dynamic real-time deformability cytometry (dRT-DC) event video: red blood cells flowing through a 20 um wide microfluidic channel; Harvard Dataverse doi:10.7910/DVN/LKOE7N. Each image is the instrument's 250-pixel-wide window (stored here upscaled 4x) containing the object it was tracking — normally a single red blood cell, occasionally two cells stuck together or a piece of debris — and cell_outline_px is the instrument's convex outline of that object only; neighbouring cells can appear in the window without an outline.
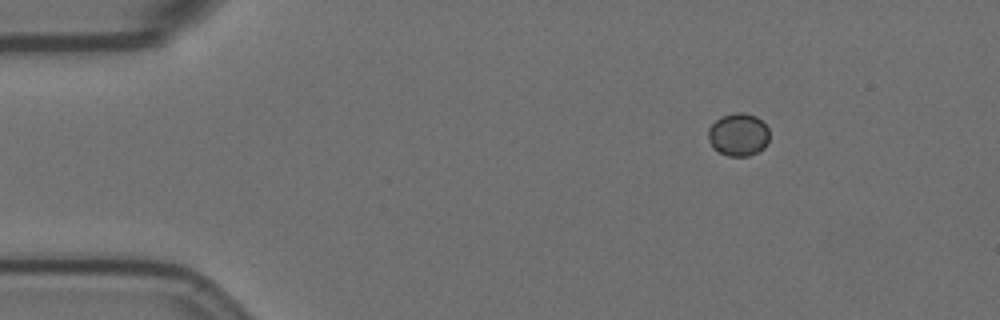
{"species": "Egyptian fruit bat (a non-hibernating species)", "species_latin": "Rousettus aegyptiacus", "temperature_condition": "room temperature", "stored_images_in_passage": 50, "camera_frame_rate_fps": 3000, "um_per_image_px": 0.085, "animal": {"sex": "female"}, "frame": {"image": 1, "passage_image": 1, "time_ms": 0.0, "image_size_px": [1000, 320], "cell_outline_px": [[768, 144], [764, 148], [748, 156], [728, 156], [712, 148], [708, 140], [708, 128], [720, 116], [736, 112], [744, 112], [756, 116], [768, 128]], "centroid_in_image_um": [62.74, 11.44], "position_along_channel_um": 22.3, "area_um2": 15.37}}
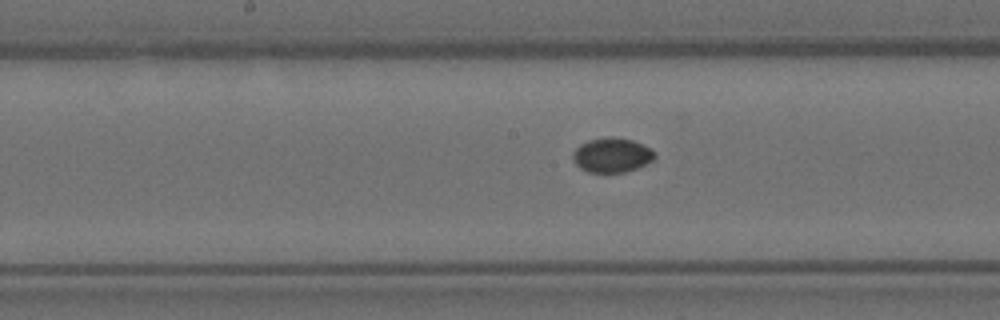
{"frame": {"image": 2, "passage_image": 22, "time_ms": 7.0, "image_size_px": [1000, 320], "cell_outline_px": [[656, 156], [652, 160], [636, 168], [624, 172], [588, 172], [580, 168], [572, 160], [572, 152], [580, 144], [588, 140], [608, 136], [612, 136], [632, 140], [644, 144], [652, 148], [656, 152]], "centroid_in_image_um": [52.01, 13.16], "position_along_channel_um": 196.2, "area_um2": 16.65}}
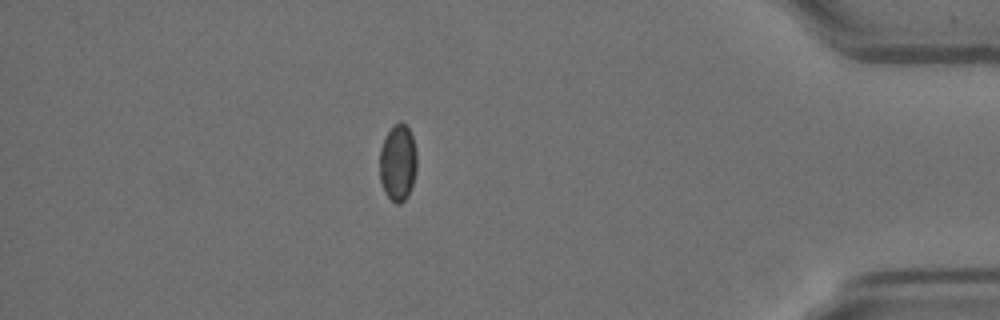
{"frame": {"image": 3, "passage_image": 43, "time_ms": 14.0, "image_size_px": [1000, 320], "cell_outline_px": [[416, 168], [412, 184], [408, 196], [400, 204], [396, 204], [384, 192], [380, 180], [380, 148], [388, 132], [400, 120], [408, 128], [412, 136], [416, 152]], "centroid_in_image_um": [33.81, 13.85], "position_along_channel_um": 401.4, "area_um2": 16.42}}